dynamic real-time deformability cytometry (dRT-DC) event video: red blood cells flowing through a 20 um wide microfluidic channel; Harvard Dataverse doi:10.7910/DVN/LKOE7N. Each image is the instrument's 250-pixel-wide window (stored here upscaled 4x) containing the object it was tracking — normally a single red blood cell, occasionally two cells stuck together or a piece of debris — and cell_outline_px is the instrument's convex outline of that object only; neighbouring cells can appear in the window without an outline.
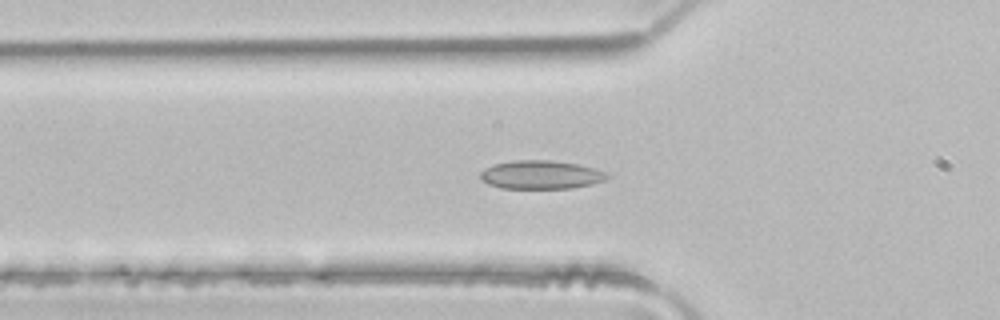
{"species": "common noctule bat (a hibernating species)", "species_latin": "Nyctalus noctula", "temperature_condition": "room temperature", "stored_images_in_passage": 43, "camera_frame_rate_fps": 3000, "um_per_image_px": 0.085, "animal": {"sex": "male", "body_mass_g": 21.5, "forearm_length_mm": 52.0}, "frame": {"image": 1, "passage_image": 11, "time_ms": 3.333, "image_size_px": [1000, 320], "cell_outline_px": [[612, 176], [604, 180], [592, 184], [572, 188], [500, 188], [488, 184], [480, 180], [480, 172], [484, 168], [492, 164], [516, 160], [552, 160], [576, 164], [596, 168], [608, 172]], "centroid_in_image_um": [45.98, 14.85], "position_along_channel_um": 79.8, "area_um2": 21.33}}
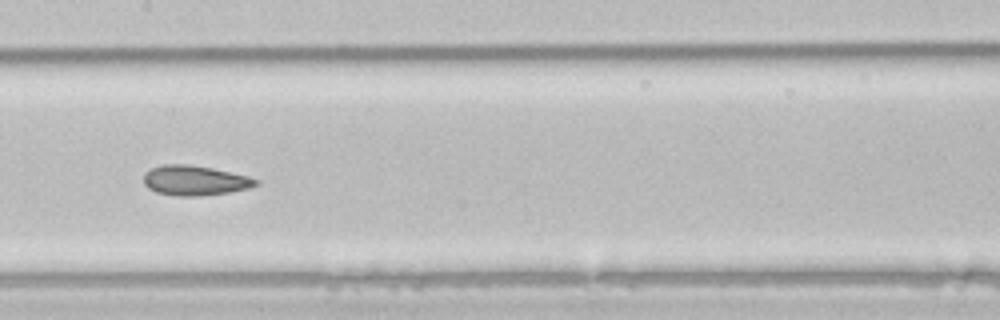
{"frame": {"image": 2, "passage_image": 19, "time_ms": 6.0, "image_size_px": [1000, 320], "cell_outline_px": [[260, 184], [248, 188], [228, 192], [200, 196], [176, 196], [156, 192], [148, 188], [144, 184], [144, 172], [160, 164], [188, 164], [212, 168], [248, 176], [260, 180]], "centroid_in_image_um": [16.55, 15.33], "position_along_channel_um": 190.9, "area_um2": 19.65}}
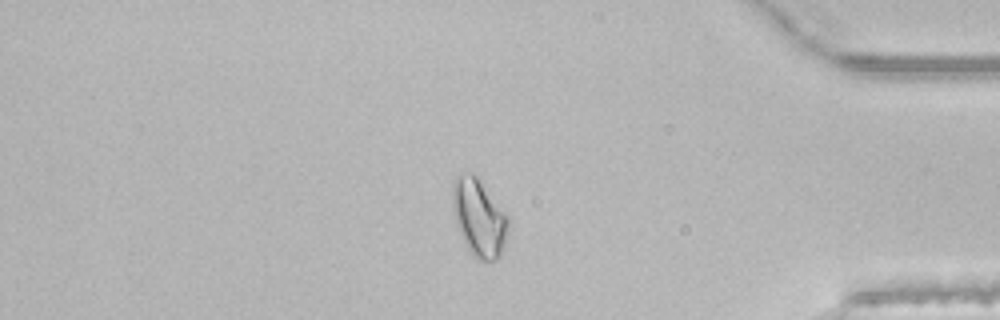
{"frame": {"image": 3, "passage_image": 36, "time_ms": 11.667, "image_size_px": [1000, 320], "cell_outline_px": [[508, 224], [500, 256], [496, 260], [476, 260], [472, 256], [460, 232], [452, 208], [452, 184], [456, 176], [468, 172], [472, 172], [480, 180], [508, 216]], "centroid_in_image_um": [40.69, 18.48], "position_along_channel_um": 394.5, "area_um2": 24.74}, "authors_computed_cell_mechanics": {"area_um2": 21.1548, "velocity_mm_per_s": 4.1335, "shape_relaxation_time_tau1_ms": 8.0525, "shape_relaxation_time_tau2_ms": 2.1157, "deformation_change_tau1": 0.146, "deformation_change_tau2": 0.0616}}